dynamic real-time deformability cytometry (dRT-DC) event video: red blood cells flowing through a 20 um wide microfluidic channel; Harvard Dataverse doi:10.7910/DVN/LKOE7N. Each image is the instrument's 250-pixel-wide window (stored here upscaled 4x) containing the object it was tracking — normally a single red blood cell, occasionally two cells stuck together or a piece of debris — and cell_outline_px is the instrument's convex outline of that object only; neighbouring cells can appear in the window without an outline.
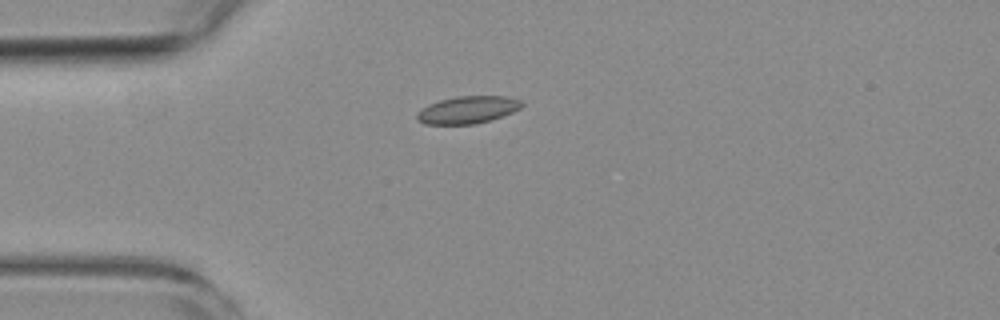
{"species": "common noctule bat (a hibernating species)", "species_latin": "Nyctalus noctula", "temperature_condition": "room temperature", "stored_images_in_passage": 4, "camera_frame_rate_fps": 3000, "um_per_image_px": 0.085, "animal": {"sex": "female", "body_mass_g": 19.3, "forearm_length_mm": 54.1}, "frame": {"image": 1, "passage_image": 2, "time_ms": 1.0, "image_size_px": [1000, 320], "cell_outline_px": [[524, 104], [520, 108], [512, 112], [476, 124], [424, 124], [416, 120], [416, 116], [428, 104], [440, 100], [456, 96], [508, 96], [520, 100]], "centroid_in_image_um": [39.75, 9.33], "position_along_channel_um": 45.2, "area_um2": 16.53}}
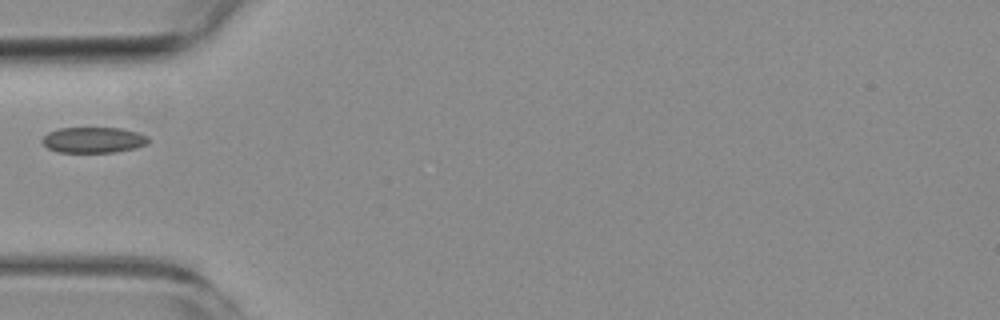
{"frame": {"image": 2, "passage_image": 3, "time_ms": 2.333, "image_size_px": [1000, 320], "cell_outline_px": [[148, 144], [136, 148], [116, 152], [56, 152], [48, 148], [40, 140], [48, 132], [60, 128], [120, 128], [136, 132], [148, 136]], "centroid_in_image_um": [7.94, 11.9], "position_along_channel_um": 77.1, "area_um2": 15.95}}
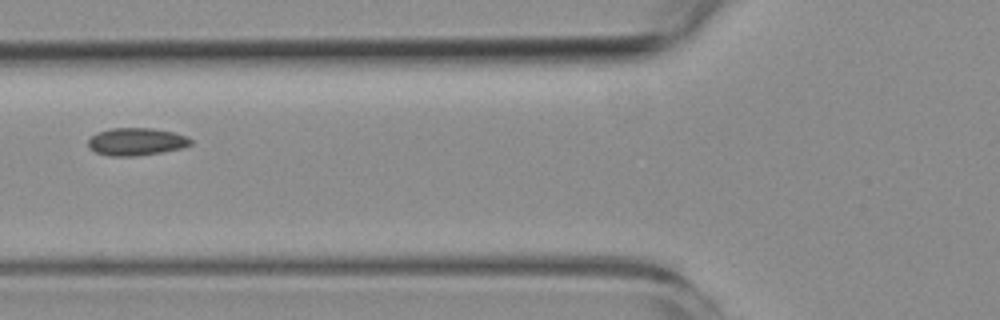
{"frame": {"image": 3, "passage_image": 4, "time_ms": 3.333, "image_size_px": [1000, 320], "cell_outline_px": [[192, 144], [184, 148], [164, 152], [136, 156], [108, 156], [96, 152], [88, 148], [88, 140], [96, 132], [112, 128], [152, 128], [172, 132], [188, 136], [192, 140]], "centroid_in_image_um": [11.6, 12.05], "position_along_channel_um": 114.2, "area_um2": 16.7}}